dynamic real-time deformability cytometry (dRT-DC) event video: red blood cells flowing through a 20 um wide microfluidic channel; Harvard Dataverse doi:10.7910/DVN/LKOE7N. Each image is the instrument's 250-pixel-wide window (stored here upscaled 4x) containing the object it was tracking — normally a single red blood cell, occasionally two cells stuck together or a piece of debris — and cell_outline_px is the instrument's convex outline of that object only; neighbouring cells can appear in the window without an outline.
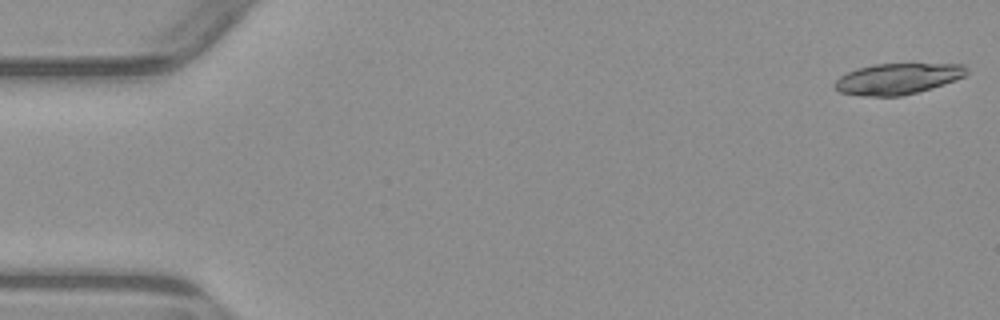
{"species": "common noctule bat (a hibernating species)", "species_latin": "Nyctalus noctula", "temperature_condition": "warm", "stored_images_in_passage": 5, "camera_frame_rate_fps": 3000, "um_per_image_px": 0.085, "animal": {"sex": "male", "body_mass_g": 23.1, "forearm_length_mm": 52.7}, "frame": {"image": 1, "passage_image": 1, "time_ms": 0.0, "image_size_px": [1000, 320], "cell_outline_px": [[968, 72], [964, 76], [944, 84], [932, 88], [900, 96], [860, 96], [840, 92], [832, 84], [840, 76], [856, 68], [876, 64], [964, 64]], "centroid_in_image_um": [76.27, 6.7], "position_along_channel_um": 8.7, "area_um2": 23.7}}